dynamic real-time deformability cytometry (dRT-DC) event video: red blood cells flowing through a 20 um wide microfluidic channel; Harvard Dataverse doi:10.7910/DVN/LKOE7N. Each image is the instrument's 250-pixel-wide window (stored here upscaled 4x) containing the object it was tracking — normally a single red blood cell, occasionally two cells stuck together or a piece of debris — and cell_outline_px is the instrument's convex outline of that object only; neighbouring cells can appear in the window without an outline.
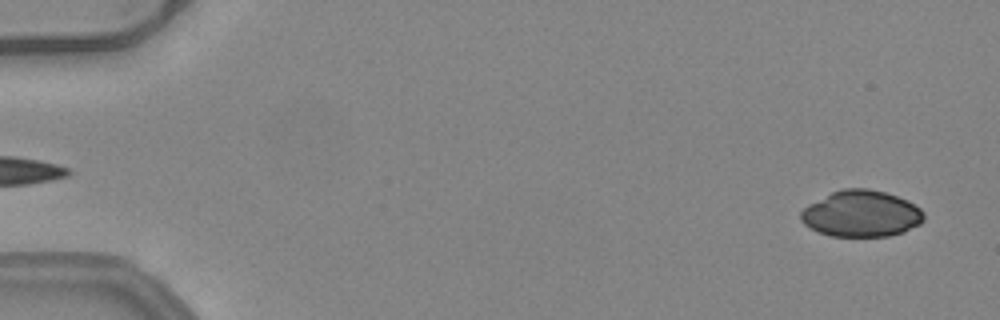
{"species": "common noctule bat (a hibernating species)", "species_latin": "Nyctalus noctula", "temperature_condition": "warm", "stored_images_in_passage": 16, "camera_frame_rate_fps": 3000, "um_per_image_px": 0.085, "animal": {"sex": "female", "body_mass_g": 24.6, "forearm_length_mm": 56.2}, "frame": {"image": 1, "passage_image": 2, "time_ms": 0.333, "image_size_px": [1000, 320], "cell_outline_px": [[924, 220], [920, 224], [904, 232], [888, 236], [832, 236], [820, 232], [804, 224], [800, 220], [800, 212], [808, 204], [832, 192], [844, 188], [868, 188], [884, 192], [908, 200], [920, 208], [924, 212]], "centroid_in_image_um": [73.22, 18.16], "position_along_channel_um": 11.8, "area_um2": 33.23}}